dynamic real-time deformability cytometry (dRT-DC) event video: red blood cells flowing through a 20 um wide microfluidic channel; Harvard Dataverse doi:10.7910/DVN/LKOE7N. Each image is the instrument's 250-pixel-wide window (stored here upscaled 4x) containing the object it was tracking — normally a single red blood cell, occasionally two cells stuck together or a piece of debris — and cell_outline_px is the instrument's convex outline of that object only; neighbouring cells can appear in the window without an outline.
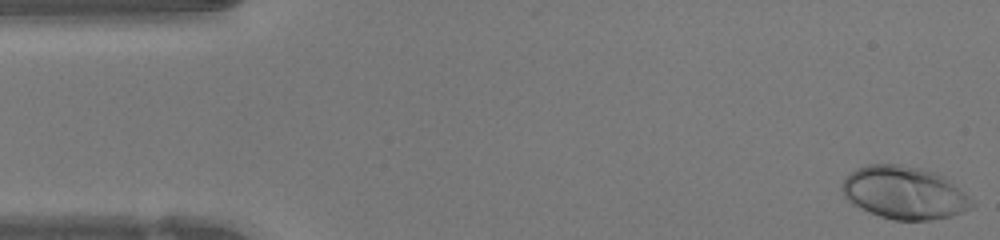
{"species": "human", "species_latin": "Homo sapiens", "temperature_condition": "warm", "stored_images_in_passage": 47, "camera_frame_rate_fps": 3000, "um_per_image_px": 0.085, "donor": {"sex": "female"}, "frame": {"image": 1, "passage_image": 1, "time_ms": 0.0, "image_size_px": [1000, 240], "cell_outline_px": [[976, 204], [972, 208], [964, 212], [952, 216], [932, 220], [892, 220], [868, 212], [852, 204], [844, 196], [840, 188], [840, 184], [844, 176], [856, 168], [868, 164], [900, 164], [920, 168], [944, 176], [964, 192]], "centroid_in_image_um": [76.83, 16.39], "position_along_channel_um": 8.2, "area_um2": 40.34}}
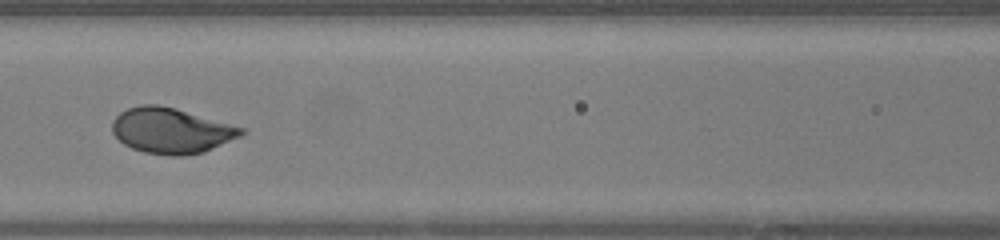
{"frame": {"image": 2, "passage_image": 20, "time_ms": 6.333, "image_size_px": [1000, 240], "cell_outline_px": [[248, 132], [240, 136], [204, 152], [184, 156], [172, 156], [144, 152], [132, 148], [124, 144], [112, 132], [112, 120], [120, 112], [128, 108], [140, 104], [156, 104], [176, 108], [248, 128]], "centroid_in_image_um": [14.59, 11.09], "position_along_channel_um": 152.0, "area_um2": 34.56}}
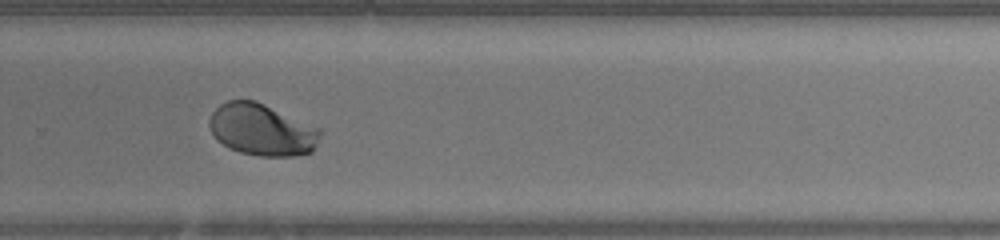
{"frame": {"image": 3, "passage_image": 31, "time_ms": 10.0, "image_size_px": [1000, 240], "cell_outline_px": [[320, 136], [312, 152], [296, 156], [260, 156], [240, 152], [228, 148], [216, 140], [208, 124], [208, 120], [212, 112], [220, 104], [228, 100], [256, 100], [320, 128]], "centroid_in_image_um": [22.24, 11.03], "position_along_channel_um": 307.6, "area_um2": 33.64}, "authors_computed_cell_mechanics": {"area_um2": 34.2176, "velocity_mm_per_s": 4.2562, "shape_relaxation_time_tau1_ms": 2.2289, "shape_relaxation_time_tau2_ms": null, "deformation_change_tau1": 0.1759, "deformation_change_tau2": null}}